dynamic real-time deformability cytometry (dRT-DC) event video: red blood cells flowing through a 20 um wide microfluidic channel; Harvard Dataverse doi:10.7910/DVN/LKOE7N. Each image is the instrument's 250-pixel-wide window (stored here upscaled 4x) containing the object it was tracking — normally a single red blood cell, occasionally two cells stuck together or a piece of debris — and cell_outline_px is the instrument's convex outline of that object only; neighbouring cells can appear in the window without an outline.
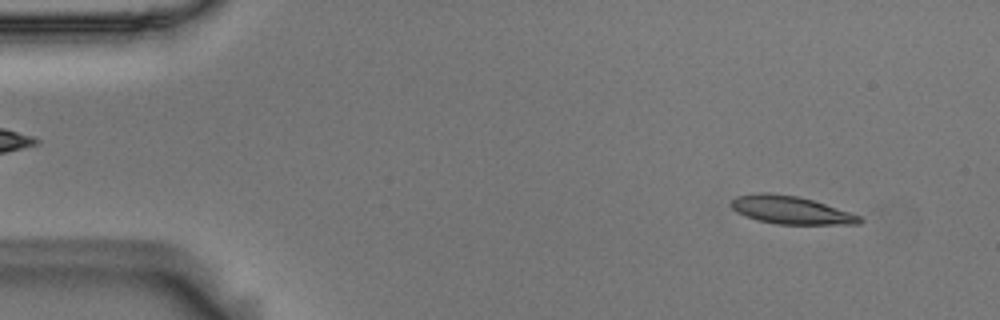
{"species": "Egyptian fruit bat (a non-hibernating species)", "species_latin": "Rousettus aegyptiacus", "temperature_condition": "room temperature", "stored_images_in_passage": 5, "camera_frame_rate_fps": 3000, "um_per_image_px": 0.085, "animal": {"sex": "male"}, "frame": {"image": 1, "passage_image": 1, "time_ms": 0.0, "image_size_px": [1000, 320], "cell_outline_px": [[864, 220], [860, 224], [776, 224], [756, 220], [744, 216], [736, 212], [728, 204], [728, 200], [736, 196], [760, 192], [768, 192], [796, 196], [812, 200], [860, 216]], "centroid_in_image_um": [67.12, 17.85], "position_along_channel_um": 17.9, "area_um2": 20.98}}
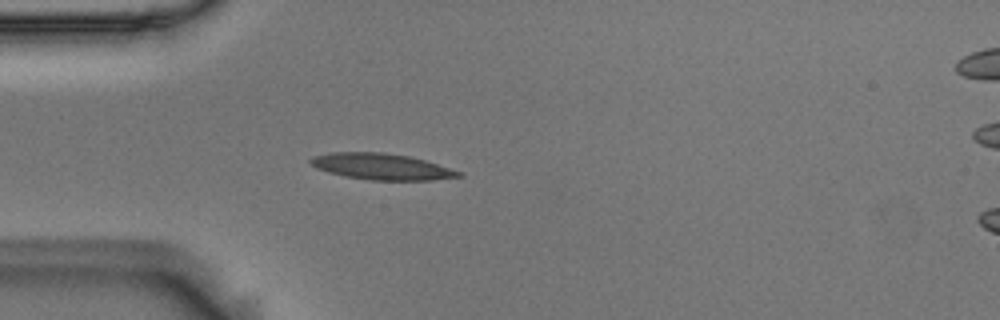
{"frame": {"image": 2, "passage_image": 4, "time_ms": 1.0, "image_size_px": [1000, 320], "cell_outline_px": [[464, 176], [432, 180], [372, 180], [344, 176], [328, 172], [316, 168], [308, 160], [312, 156], [332, 152], [384, 152], [408, 156], [424, 160], [464, 172]], "centroid_in_image_um": [32.44, 14.16], "position_along_channel_um": 52.6, "area_um2": 22.66}}